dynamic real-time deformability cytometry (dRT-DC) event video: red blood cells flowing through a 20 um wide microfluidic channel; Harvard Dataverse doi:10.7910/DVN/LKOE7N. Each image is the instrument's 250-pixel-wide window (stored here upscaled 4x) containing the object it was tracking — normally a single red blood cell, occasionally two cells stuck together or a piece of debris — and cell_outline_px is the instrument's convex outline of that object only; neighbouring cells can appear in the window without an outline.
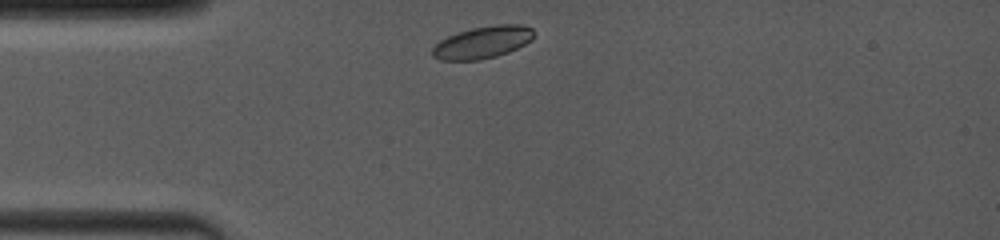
{"species": "common noctule bat (a hibernating species)", "species_latin": "Nyctalus noctula", "temperature_condition": "room temperature", "stored_images_in_passage": 4, "camera_frame_rate_fps": 4000, "um_per_image_px": 0.085, "animal": {"sex": "female", "body_mass_g": 19.0, "forearm_length_mm": 53.3}, "frame": {"image": 1, "passage_image": 1, "time_ms": 0.0, "image_size_px": [1000, 240], "cell_outline_px": [[532, 40], [508, 52], [496, 56], [480, 60], [440, 60], [432, 56], [432, 48], [440, 40], [456, 32], [472, 28], [496, 24], [520, 24], [532, 28]], "centroid_in_image_um": [40.99, 3.59], "position_along_channel_um": 44.0, "area_um2": 18.96}}
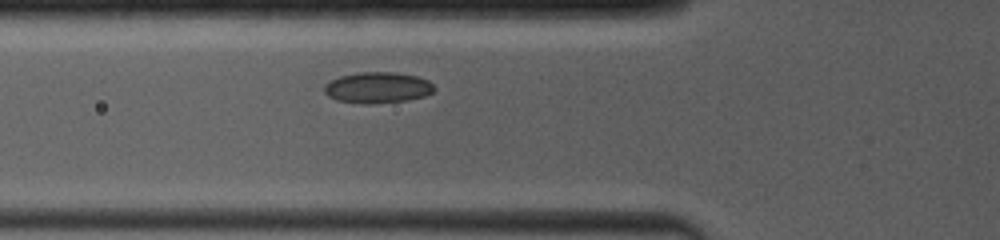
{"frame": {"image": 2, "passage_image": 4, "time_ms": 1.75, "image_size_px": [1000, 240], "cell_outline_px": [[436, 88], [432, 92], [424, 96], [404, 100], [372, 104], [360, 104], [336, 100], [328, 96], [324, 92], [324, 84], [328, 80], [340, 76], [356, 72], [396, 72], [416, 76], [428, 80]], "centroid_in_image_um": [32.04, 7.44], "position_along_channel_um": 93.8, "area_um2": 20.06}}